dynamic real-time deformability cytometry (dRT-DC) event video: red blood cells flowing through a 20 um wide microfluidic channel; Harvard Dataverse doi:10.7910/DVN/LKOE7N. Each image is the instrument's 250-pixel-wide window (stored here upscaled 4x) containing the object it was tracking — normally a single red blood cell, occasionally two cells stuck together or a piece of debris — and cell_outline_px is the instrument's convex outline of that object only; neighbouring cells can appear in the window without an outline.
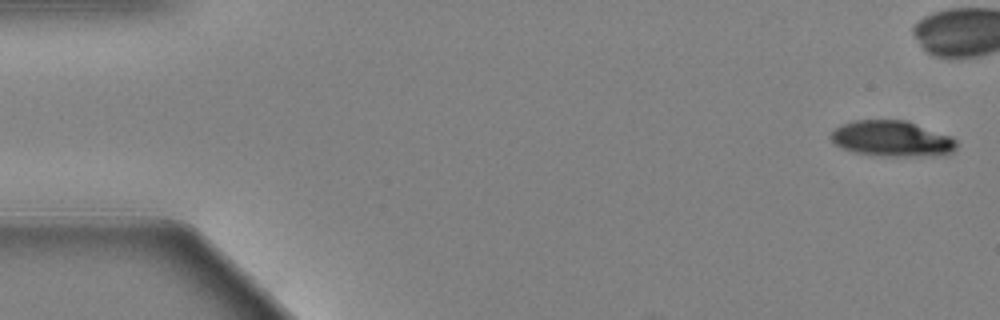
{"species": "Egyptian fruit bat (a non-hibernating species)", "species_latin": "Rousettus aegyptiacus", "temperature_condition": "warm", "stored_images_in_passage": 49, "camera_frame_rate_fps": 3000, "um_per_image_px": 0.085, "animal": {"sex": "female"}, "frame": {"image": 1, "passage_image": 1, "time_ms": 0.0, "image_size_px": [1000, 320], "cell_outline_px": [[956, 148], [952, 152], [944, 156], [888, 156], [852, 152], [840, 148], [828, 136], [840, 124], [852, 120], [908, 120], [952, 136], [956, 140]], "centroid_in_image_um": [75.84, 11.78], "position_along_channel_um": 9.2, "area_um2": 26.65}}
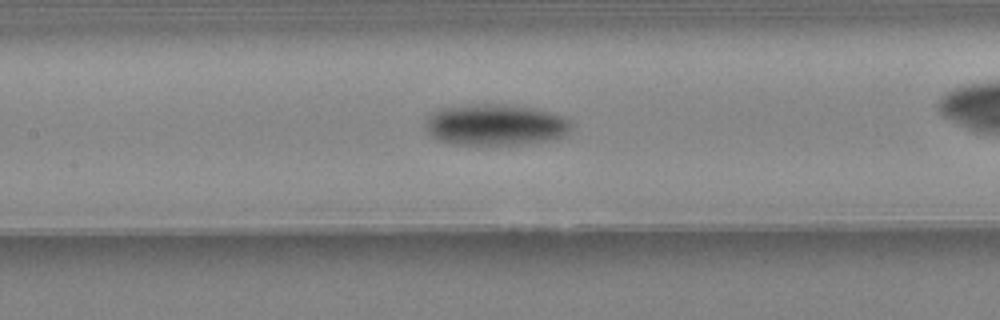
{"frame": {"image": 2, "passage_image": 28, "time_ms": 9.0, "image_size_px": [1000, 320], "cell_outline_px": [[572, 128], [568, 132], [560, 136], [544, 140], [516, 144], [452, 144], [440, 140], [432, 136], [428, 132], [424, 124], [428, 116], [432, 112], [440, 108], [496, 104], [504, 104], [528, 108], [548, 112], [560, 116], [568, 120]], "centroid_in_image_um": [42.04, 10.61], "position_along_channel_um": 165.4, "area_um2": 34.04}}